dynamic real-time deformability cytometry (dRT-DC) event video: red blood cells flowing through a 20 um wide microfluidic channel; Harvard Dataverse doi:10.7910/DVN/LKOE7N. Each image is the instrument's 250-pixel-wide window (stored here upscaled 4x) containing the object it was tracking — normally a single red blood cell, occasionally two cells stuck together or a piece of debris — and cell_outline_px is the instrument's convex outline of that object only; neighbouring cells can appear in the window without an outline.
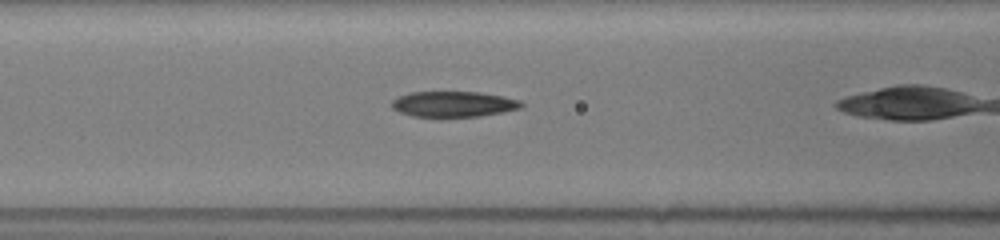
{"species": "common noctule bat (a hibernating species)", "species_latin": "Nyctalus noctula", "temperature_condition": "room temperature", "stored_images_in_passage": 45, "camera_frame_rate_fps": 3000, "um_per_image_px": 0.085, "animal": {"sex": "female", "body_mass_g": 19.5, "forearm_length_mm": 54.1}, "frame": {"image": 1, "passage_image": 21, "time_ms": 5.667, "image_size_px": [1000, 240], "cell_outline_px": [[524, 104], [520, 108], [504, 112], [480, 116], [440, 120], [412, 116], [400, 112], [392, 108], [392, 100], [408, 92], [480, 92], [520, 100]], "centroid_in_image_um": [38.51, 8.9], "position_along_channel_um": 128.1, "area_um2": 20.11}}
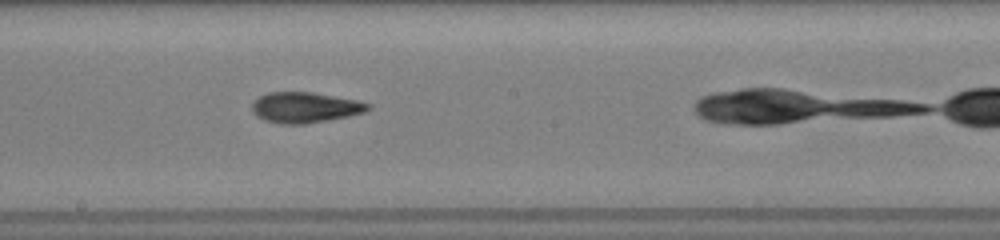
{"frame": {"image": 2, "passage_image": 29, "time_ms": 8.0, "image_size_px": [1000, 240], "cell_outline_px": [[372, 108], [364, 112], [348, 116], [304, 124], [280, 124], [264, 120], [256, 116], [252, 112], [252, 100], [268, 92], [312, 92], [356, 100], [372, 104]], "centroid_in_image_um": [25.9, 9.13], "position_along_channel_um": 222.3, "area_um2": 20.75}}
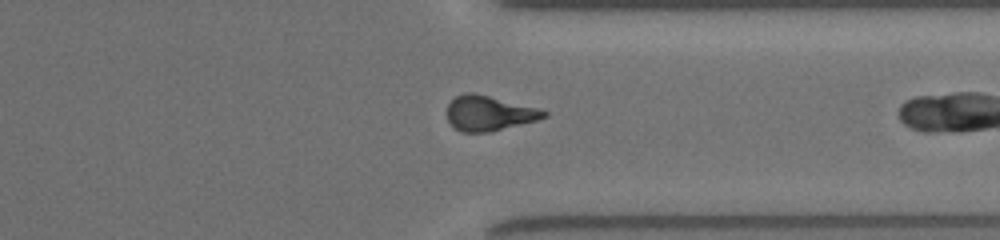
{"frame": {"image": 3, "passage_image": 42, "time_ms": 11.667, "image_size_px": [1000, 240], "cell_outline_px": [[548, 116], [536, 120], [492, 132], [460, 132], [448, 120], [448, 104], [456, 96], [464, 92], [472, 92], [540, 108], [548, 112]], "centroid_in_image_um": [41.59, 9.62], "position_along_channel_um": 369.8, "area_um2": 19.71}}